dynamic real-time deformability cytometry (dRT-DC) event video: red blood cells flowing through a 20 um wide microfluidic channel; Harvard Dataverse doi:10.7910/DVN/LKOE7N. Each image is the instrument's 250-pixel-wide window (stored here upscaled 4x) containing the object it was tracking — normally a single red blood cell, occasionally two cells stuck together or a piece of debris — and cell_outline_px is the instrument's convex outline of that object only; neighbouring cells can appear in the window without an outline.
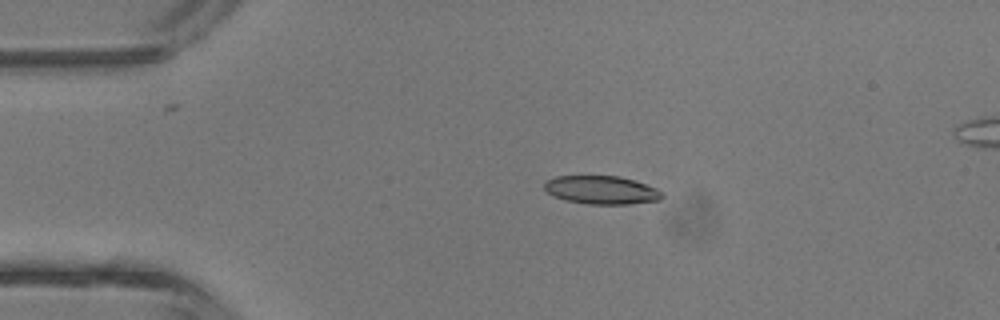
{"species": "common noctule bat (a hibernating species)", "species_latin": "Nyctalus noctula", "temperature_condition": "room temperature", "stored_images_in_passage": 4, "segment_of_instrument_passage": [1, 2], "camera_frame_rate_fps": 3000, "um_per_image_px": 0.085, "animal": {"sex": "male", "body_mass_g": 13.3}, "frame": {"image": 1, "passage_image": 2, "time_ms": 2.0, "image_size_px": [1000, 320], "cell_outline_px": [[664, 196], [660, 200], [628, 204], [588, 204], [564, 200], [552, 196], [544, 188], [544, 180], [556, 176], [620, 176], [636, 180], [656, 188], [664, 192]], "centroid_in_image_um": [51.13, 16.14], "position_along_channel_um": 33.9, "area_um2": 19.71}}